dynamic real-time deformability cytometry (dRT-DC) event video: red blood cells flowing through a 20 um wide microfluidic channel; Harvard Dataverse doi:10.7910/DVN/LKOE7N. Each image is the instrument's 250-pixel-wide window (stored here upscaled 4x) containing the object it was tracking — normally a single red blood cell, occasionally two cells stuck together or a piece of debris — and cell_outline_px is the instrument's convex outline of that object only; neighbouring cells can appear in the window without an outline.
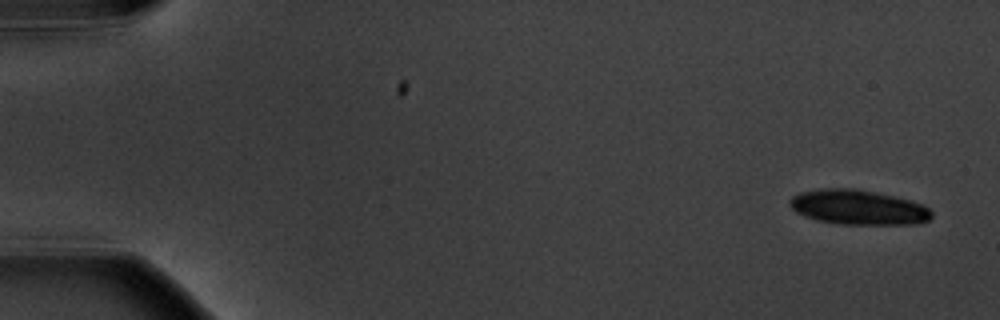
{"species": "common noctule bat (a hibernating species)", "species_latin": "Nyctalus noctula", "temperature_condition": "warm", "stored_images_in_passage": 11, "camera_frame_rate_fps": 3000, "um_per_image_px": 0.085, "animal": {"sex": "male", "body_mass_g": 20.1, "forearm_length_mm": 53.5}, "frame": {"image": 1, "passage_image": 1, "time_ms": 0.0, "image_size_px": [1000, 320], "cell_outline_px": [[932, 216], [928, 220], [916, 224], [840, 224], [816, 220], [804, 216], [796, 212], [788, 204], [792, 196], [800, 192], [820, 188], [856, 188], [876, 192], [912, 200], [928, 208], [932, 212]], "centroid_in_image_um": [72.92, 17.61], "position_along_channel_um": 12.1, "area_um2": 28.9}}
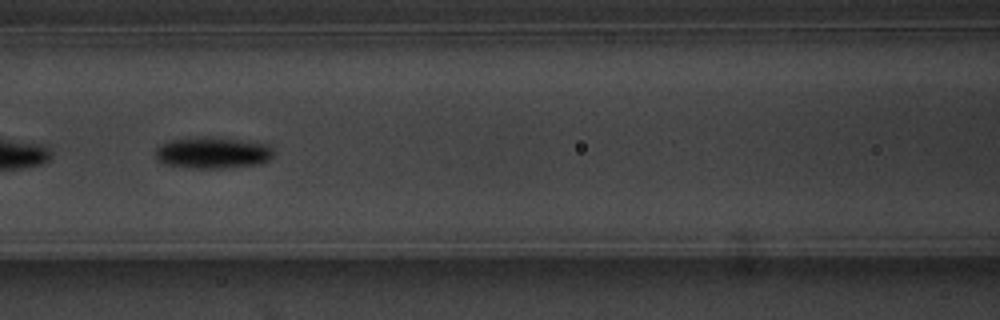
{"frame": {"image": 2, "passage_image": 7, "time_ms": 8.0, "image_size_px": [1000, 320], "cell_outline_px": [[272, 156], [268, 160], [260, 164], [224, 168], [188, 168], [164, 164], [156, 160], [156, 148], [160, 144], [168, 140], [240, 140], [264, 144], [272, 148]], "centroid_in_image_um": [18.04, 13.05], "position_along_channel_um": 148.6, "area_um2": 20.63}}
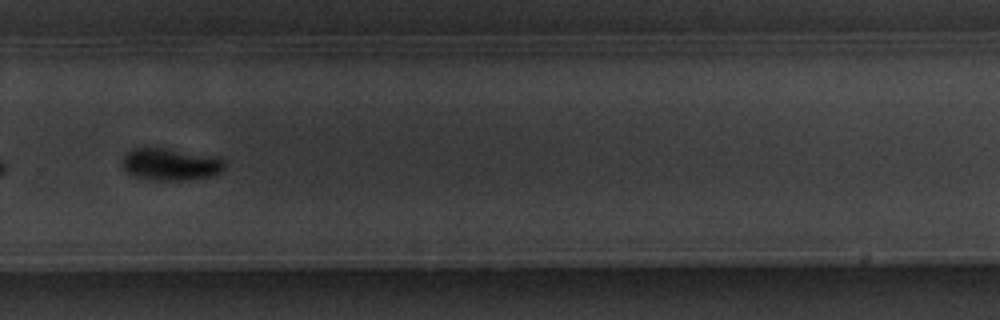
{"frame": {"image": 3, "passage_image": 11, "time_ms": 12.667, "image_size_px": [1000, 320], "cell_outline_px": [[224, 168], [220, 172], [208, 176], [176, 180], [152, 180], [132, 176], [120, 164], [120, 160], [132, 148], [164, 148], [220, 156], [224, 160]], "centroid_in_image_um": [14.47, 13.94], "position_along_channel_um": 315.3, "area_um2": 19.19}}